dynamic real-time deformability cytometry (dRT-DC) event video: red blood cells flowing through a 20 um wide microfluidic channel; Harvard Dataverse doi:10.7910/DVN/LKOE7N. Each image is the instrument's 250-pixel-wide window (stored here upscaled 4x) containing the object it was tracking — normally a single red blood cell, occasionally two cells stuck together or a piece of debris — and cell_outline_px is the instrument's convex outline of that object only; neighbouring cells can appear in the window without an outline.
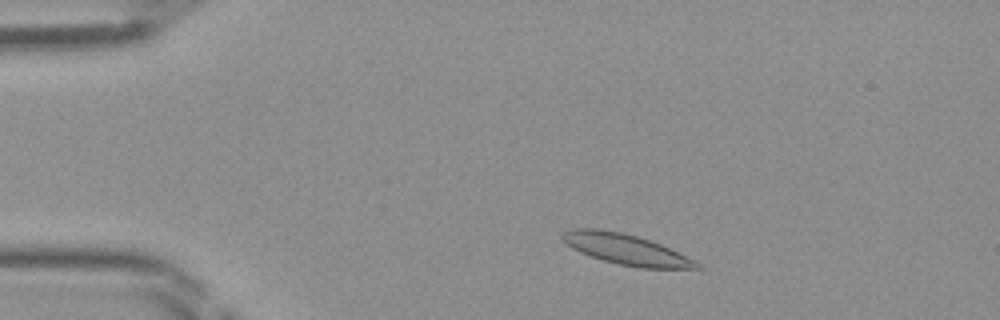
{"species": "Egyptian fruit bat (a non-hibernating species)", "species_latin": "Rousettus aegyptiacus", "temperature_condition": "room temperature", "stored_images_in_passage": 42, "camera_frame_rate_fps": 3000, "um_per_image_px": 0.085, "frame": {"image": 1, "passage_image": 4, "time_ms": 1.0, "image_size_px": [1000, 320], "cell_outline_px": [[704, 268], [640, 268], [616, 264], [580, 252], [572, 248], [560, 236], [564, 232], [572, 228], [600, 228], [620, 232], [636, 236], [660, 244], [700, 264]], "centroid_in_image_um": [53.15, 21.19], "position_along_channel_um": 31.8, "area_um2": 23.41}}
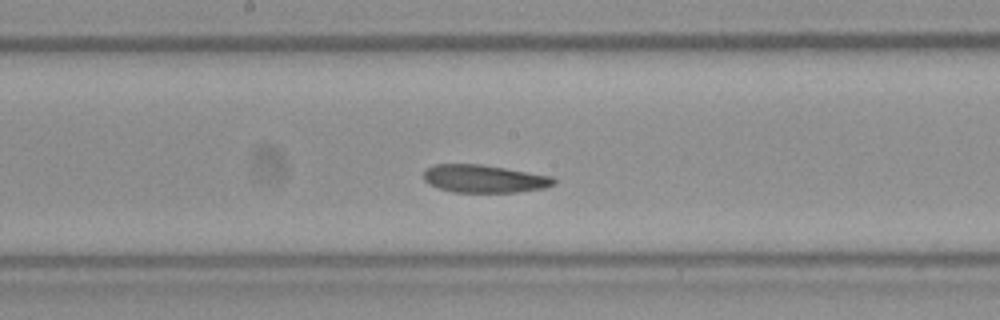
{"frame": {"image": 2, "passage_image": 20, "time_ms": 6.333, "image_size_px": [1000, 320], "cell_outline_px": [[556, 184], [544, 188], [516, 192], [452, 192], [428, 184], [424, 180], [424, 172], [428, 168], [436, 164], [484, 164], [552, 176], [556, 180]], "centroid_in_image_um": [41.18, 15.19], "position_along_channel_um": 207.0, "area_um2": 21.15}}
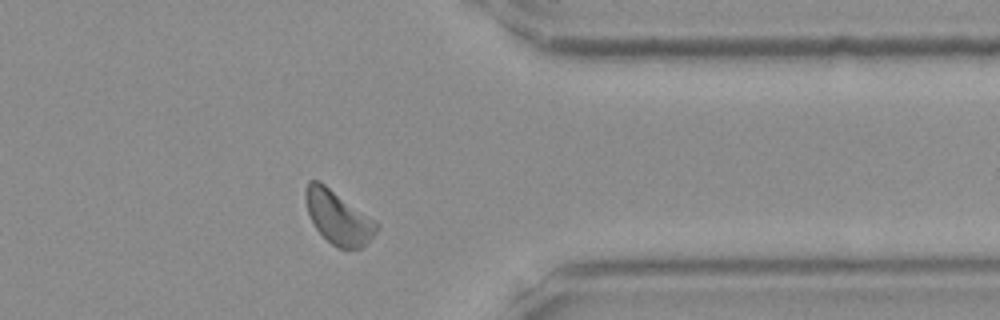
{"frame": {"image": 3, "passage_image": 33, "time_ms": 10.667, "image_size_px": [1000, 320], "cell_outline_px": [[380, 228], [360, 248], [340, 248], [332, 244], [316, 228], [308, 212], [304, 196], [304, 192], [308, 180], [320, 180], [376, 220], [380, 224]], "centroid_in_image_um": [28.75, 18.42], "position_along_channel_um": 382.7, "area_um2": 22.02}}